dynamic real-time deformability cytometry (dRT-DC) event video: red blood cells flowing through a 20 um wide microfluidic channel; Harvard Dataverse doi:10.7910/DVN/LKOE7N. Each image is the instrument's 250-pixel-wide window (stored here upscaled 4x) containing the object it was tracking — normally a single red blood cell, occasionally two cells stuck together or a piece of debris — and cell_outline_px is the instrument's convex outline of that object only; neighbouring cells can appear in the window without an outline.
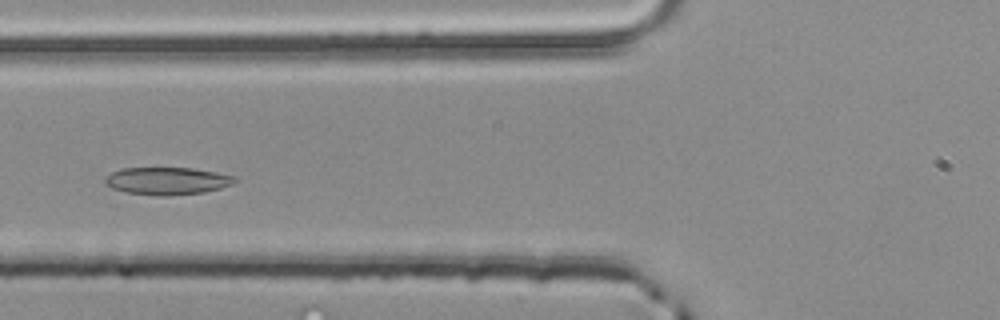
{"species": "common noctule bat (a hibernating species)", "species_latin": "Nyctalus noctula", "temperature_condition": "room temperature", "stored_images_in_passage": 2, "camera_frame_rate_fps": 3000, "um_per_image_px": 0.085, "animal": {"sex": "male", "body_mass_g": 20.4}, "frame": {"image": 1, "passage_image": 2, "time_ms": 0.333, "image_size_px": [1000, 320], "cell_outline_px": [[236, 180], [232, 184], [220, 188], [204, 192], [168, 196], [160, 196], [124, 192], [112, 188], [104, 184], [104, 176], [120, 168], [192, 168], [216, 172], [236, 176]], "centroid_in_image_um": [14.17, 15.38], "position_along_channel_um": 111.6, "area_um2": 20.92}}